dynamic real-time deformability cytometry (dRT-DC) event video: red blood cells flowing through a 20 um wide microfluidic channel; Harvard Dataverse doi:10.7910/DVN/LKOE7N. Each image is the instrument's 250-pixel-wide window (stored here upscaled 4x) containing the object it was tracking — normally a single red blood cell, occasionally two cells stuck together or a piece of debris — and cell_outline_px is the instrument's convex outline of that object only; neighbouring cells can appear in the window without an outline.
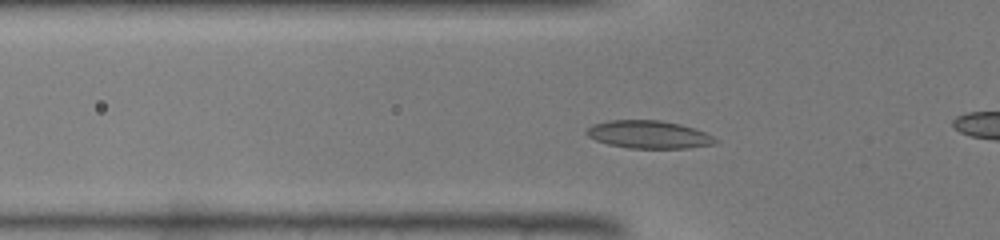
{"species": "common noctule bat (a hibernating species)", "species_latin": "Nyctalus noctula", "temperature_condition": "warm", "stored_images_in_passage": 35, "camera_frame_rate_fps": 3000, "um_per_image_px": 0.085, "animal": {"sex": "male", "body_mass_g": 19.0, "forearm_length_mm": 50.8}, "frame": {"image": 1, "passage_image": 4, "time_ms": 1.0, "image_size_px": [1000, 240], "cell_outline_px": [[720, 140], [716, 144], [688, 148], [628, 148], [608, 144], [596, 140], [588, 136], [584, 132], [592, 124], [608, 120], [660, 120], [680, 124], [704, 132]], "centroid_in_image_um": [55.14, 11.43], "position_along_channel_um": 70.7, "area_um2": 20.92}}
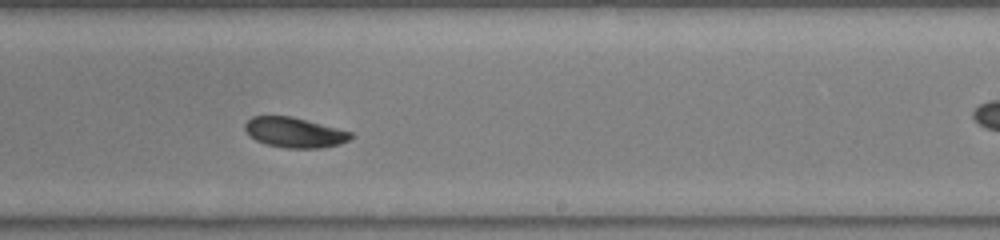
{"frame": {"image": 2, "passage_image": 17, "time_ms": 5.333, "image_size_px": [1000, 240], "cell_outline_px": [[352, 136], [348, 140], [340, 144], [320, 148], [284, 148], [264, 144], [256, 140], [244, 128], [244, 124], [252, 116], [292, 116], [352, 132]], "centroid_in_image_um": [25.02, 11.26], "position_along_channel_um": 264.0, "area_um2": 18.5}}
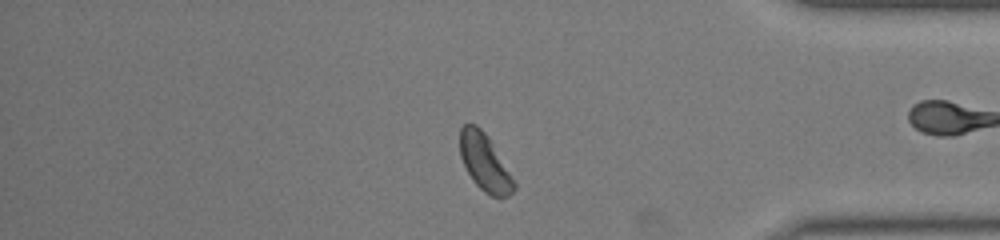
{"frame": {"image": 3, "passage_image": 27, "time_ms": 8.667, "image_size_px": [1000, 240], "cell_outline_px": [[516, 188], [508, 196], [500, 200], [484, 192], [472, 180], [460, 156], [460, 128], [464, 124], [476, 124], [488, 136], [516, 184]], "centroid_in_image_um": [41.2, 13.84], "position_along_channel_um": 394.0, "area_um2": 17.86}}